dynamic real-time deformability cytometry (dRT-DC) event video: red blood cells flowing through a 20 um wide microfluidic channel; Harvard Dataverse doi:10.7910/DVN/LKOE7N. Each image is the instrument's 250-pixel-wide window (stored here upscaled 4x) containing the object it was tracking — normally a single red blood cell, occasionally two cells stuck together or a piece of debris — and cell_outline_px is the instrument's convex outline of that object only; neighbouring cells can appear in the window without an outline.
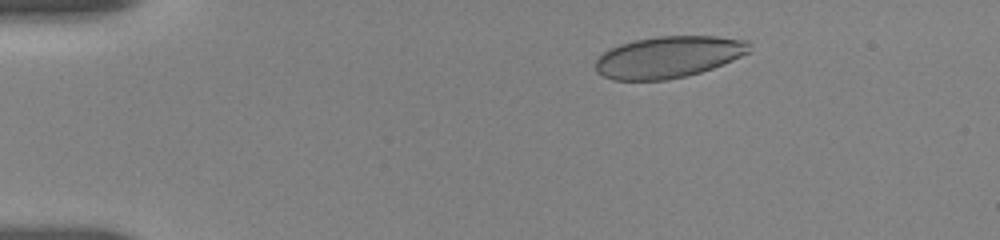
{"species": "human", "species_latin": "Homo sapiens", "temperature_condition": "room temperature", "stored_images_in_passage": 31, "camera_frame_rate_fps": 3000, "um_per_image_px": 0.085, "donor": {"sex": "female"}, "frame": {"image": 1, "passage_image": 1, "time_ms": 0.0, "image_size_px": [1000, 240], "cell_outline_px": [[752, 44], [748, 52], [732, 60], [712, 68], [700, 72], [668, 80], [612, 80], [596, 72], [596, 60], [608, 48], [620, 44], [636, 40], [656, 36], [716, 36], [748, 40]], "centroid_in_image_um": [56.81, 4.84], "position_along_channel_um": 28.2, "area_um2": 37.28}}
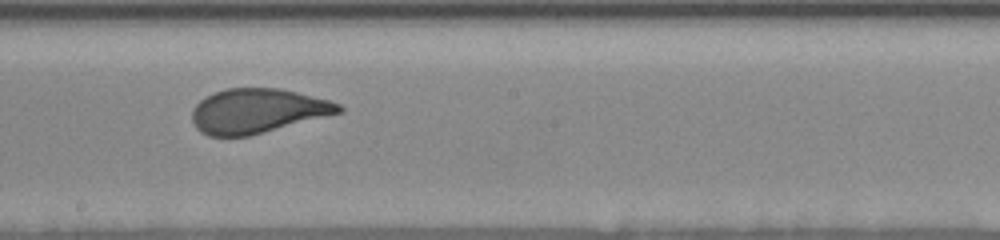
{"frame": {"image": 2, "passage_image": 17, "time_ms": 7.333, "image_size_px": [1000, 240], "cell_outline_px": [[344, 112], [248, 136], [208, 136], [200, 132], [196, 128], [192, 120], [192, 112], [196, 104], [200, 100], [216, 92], [228, 88], [280, 88], [328, 100], [340, 104], [344, 108]], "centroid_in_image_um": [21.89, 9.43], "position_along_channel_um": 226.3, "area_um2": 37.86}}
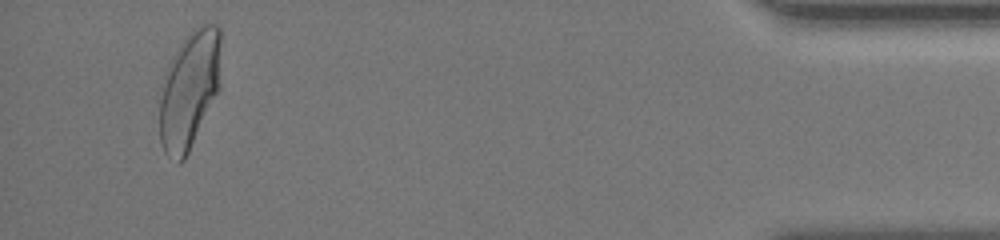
{"frame": {"image": 3, "passage_image": 31, "time_ms": 14.333, "image_size_px": [1000, 240], "cell_outline_px": [[220, 88], [184, 160], [180, 164], [176, 164], [164, 152], [160, 140], [160, 100], [164, 72], [172, 56], [196, 24], [216, 24], [220, 28]], "centroid_in_image_um": [16.1, 7.63], "position_along_channel_um": 419.1, "area_um2": 42.25}, "authors_computed_cell_mechanics": {"area_um2": 38.7838, "velocity_mm_per_s": 3.6681, "shape_relaxation_time_tau1_ms": 5.0591, "shape_relaxation_time_tau2_ms": null, "deformation_change_tau1": 0.1677, "deformation_change_tau2": null}}